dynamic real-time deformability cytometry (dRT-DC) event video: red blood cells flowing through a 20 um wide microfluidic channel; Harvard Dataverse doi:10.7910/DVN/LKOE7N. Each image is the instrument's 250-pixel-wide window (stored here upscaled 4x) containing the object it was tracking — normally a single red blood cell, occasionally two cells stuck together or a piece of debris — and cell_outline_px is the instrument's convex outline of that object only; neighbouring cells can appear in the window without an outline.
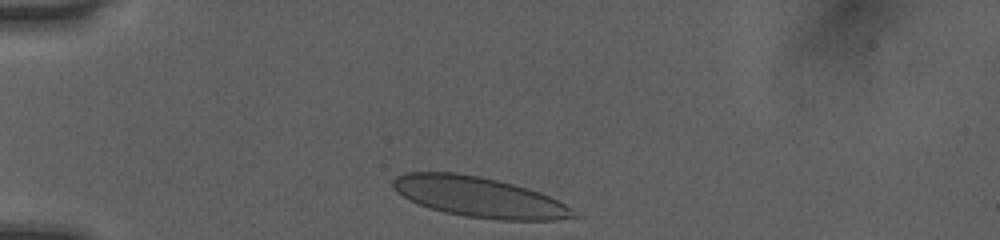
{"species": "human", "species_latin": "Homo sapiens", "temperature_condition": "room temperature", "stored_images_in_passage": 31, "camera_frame_rate_fps": 3000, "um_per_image_px": 0.085, "donor": {"sex": "female"}, "frame": {"image": 1, "passage_image": 1, "time_ms": 0.0, "image_size_px": [1000, 240], "cell_outline_px": [[580, 216], [552, 220], [500, 220], [464, 216], [444, 212], [428, 208], [396, 192], [392, 188], [392, 180], [396, 176], [404, 172], [456, 172], [480, 176], [528, 188], [540, 192], [564, 204]], "centroid_in_image_um": [40.68, 16.74], "position_along_channel_um": 44.3, "area_um2": 42.19}}
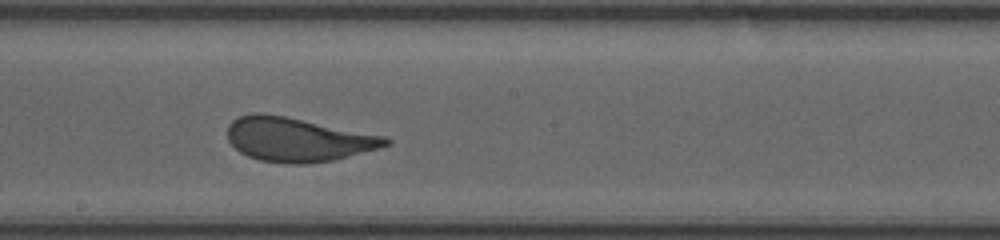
{"frame": {"image": 2, "passage_image": 17, "time_ms": 5.333, "image_size_px": [1000, 240], "cell_outline_px": [[392, 144], [380, 148], [332, 160], [308, 164], [288, 164], [260, 160], [248, 156], [240, 152], [228, 140], [228, 124], [232, 120], [240, 116], [256, 112], [260, 112], [284, 116], [388, 136], [392, 140]], "centroid_in_image_um": [25.34, 11.85], "position_along_channel_um": 222.9, "area_um2": 40.69}}
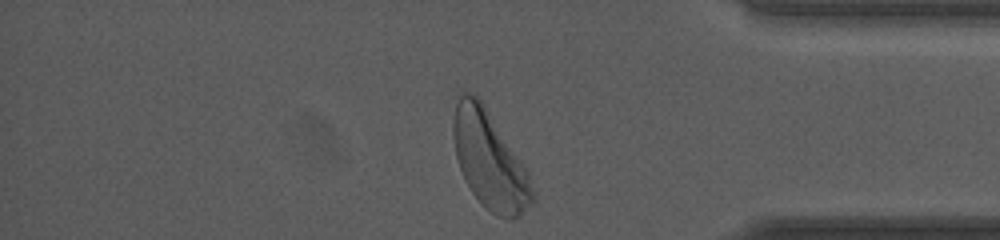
{"frame": {"image": 3, "passage_image": 31, "time_ms": 10.0, "image_size_px": [1000, 240], "cell_outline_px": [[536, 196], [532, 204], [520, 216], [512, 220], [496, 216], [472, 192], [460, 168], [456, 156], [452, 136], [452, 120], [456, 104], [460, 92], [472, 92], [484, 104], [528, 172]], "centroid_in_image_um": [41.62, 13.61], "position_along_channel_um": 393.6, "area_um2": 44.62}, "authors_computed_cell_mechanics": {"area_um2": 40.6912, "velocity_mm_per_s": 4.0231, "shape_relaxation_time_tau1_ms": 2.7944, "shape_relaxation_time_tau2_ms": null, "deformation_change_tau1": 0.1556, "deformation_change_tau2": null}}